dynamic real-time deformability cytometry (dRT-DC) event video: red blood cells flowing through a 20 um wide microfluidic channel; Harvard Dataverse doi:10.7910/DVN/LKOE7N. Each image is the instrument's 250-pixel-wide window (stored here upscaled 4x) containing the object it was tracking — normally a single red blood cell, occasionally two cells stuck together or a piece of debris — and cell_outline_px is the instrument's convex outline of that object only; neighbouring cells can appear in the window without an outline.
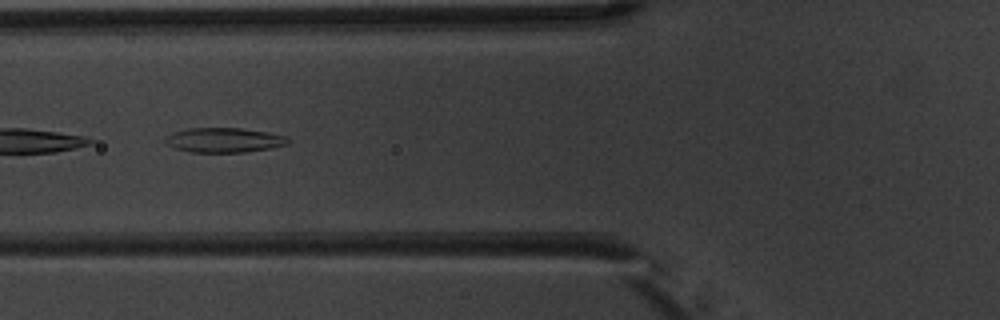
{"species": "common noctule bat (a hibernating species)", "species_latin": "Nyctalus noctula", "temperature_condition": "warm", "stored_images_in_passage": 5, "camera_frame_rate_fps": 3000, "um_per_image_px": 0.085, "animal": {"sex": "male", "body_mass_g": 20.1, "forearm_length_mm": 53.5}, "frame": {"image": 1, "passage_image": 3, "time_ms": 2.333, "image_size_px": [1000, 320], "cell_outline_px": [[288, 144], [272, 148], [244, 152], [188, 152], [164, 144], [164, 136], [188, 128], [240, 128], [268, 132], [288, 136]], "centroid_in_image_um": [19.03, 11.91], "position_along_channel_um": 106.8, "area_um2": 17.74}}
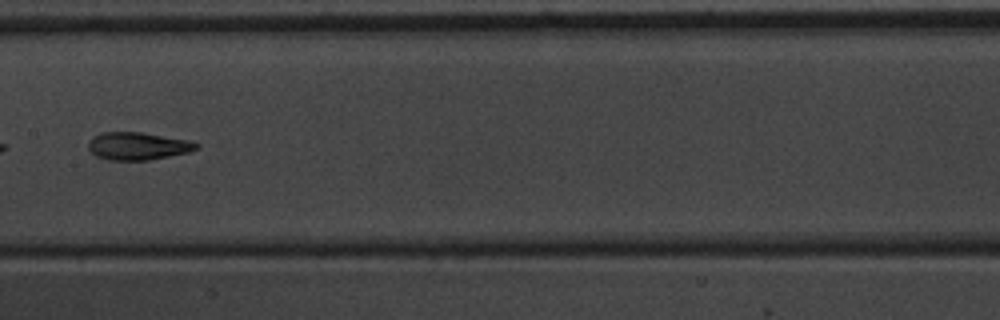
{"frame": {"image": 2, "passage_image": 5, "time_ms": 4.667, "image_size_px": [1000, 320], "cell_outline_px": [[200, 148], [188, 152], [148, 160], [108, 160], [96, 156], [88, 148], [88, 140], [92, 136], [100, 132], [144, 132], [188, 140], [200, 144]], "centroid_in_image_um": [11.69, 12.4], "position_along_channel_um": 195.7, "area_um2": 17.57}}